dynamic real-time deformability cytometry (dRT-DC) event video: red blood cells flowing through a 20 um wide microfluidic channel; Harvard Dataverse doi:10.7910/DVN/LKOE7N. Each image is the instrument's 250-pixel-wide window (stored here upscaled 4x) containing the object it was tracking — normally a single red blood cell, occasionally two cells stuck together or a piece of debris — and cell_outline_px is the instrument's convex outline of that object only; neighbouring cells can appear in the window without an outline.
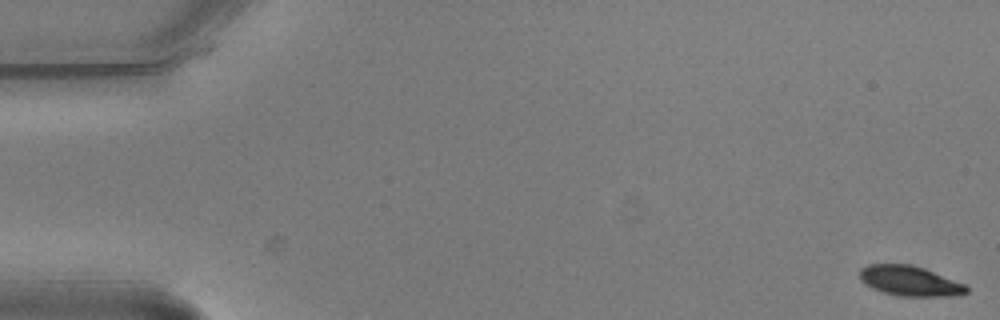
{"species": "common noctule bat (a hibernating species)", "species_latin": "Nyctalus noctula", "temperature_condition": "warm", "stored_images_in_passage": 8, "camera_frame_rate_fps": 3000, "um_per_image_px": 0.085, "animal": {"sex": "male", "body_mass_g": 20.5, "forearm_length_mm": 52.5}, "frame": {"image": 1, "passage_image": 1, "time_ms": 0.0, "image_size_px": [1000, 320], "cell_outline_px": [[968, 292], [952, 296], [900, 296], [884, 292], [872, 288], [864, 284], [860, 280], [860, 268], [868, 264], [912, 264], [924, 268], [964, 284], [968, 288]], "centroid_in_image_um": [77.3, 23.87], "position_along_channel_um": 7.7, "area_um2": 18.61}}
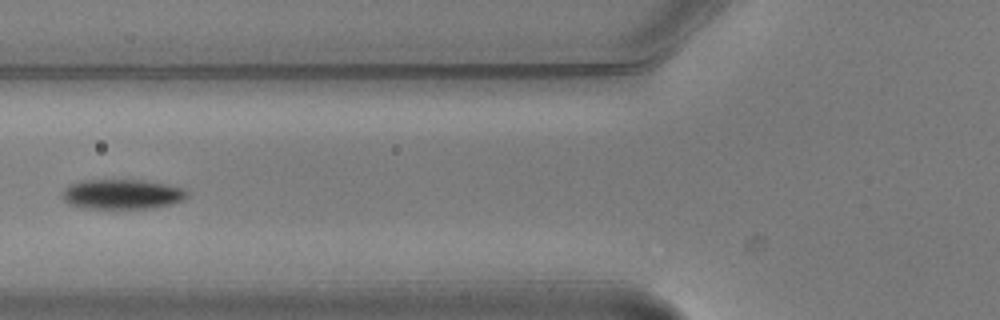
{"frame": {"image": 2, "passage_image": 7, "time_ms": 2.0, "image_size_px": [1000, 320], "cell_outline_px": [[188, 196], [184, 200], [172, 204], [152, 208], [88, 208], [68, 204], [64, 200], [64, 188], [68, 184], [84, 180], [144, 180], [168, 184], [180, 188], [188, 192]], "centroid_in_image_um": [10.4, 16.5], "position_along_channel_um": 115.4, "area_um2": 21.68}}
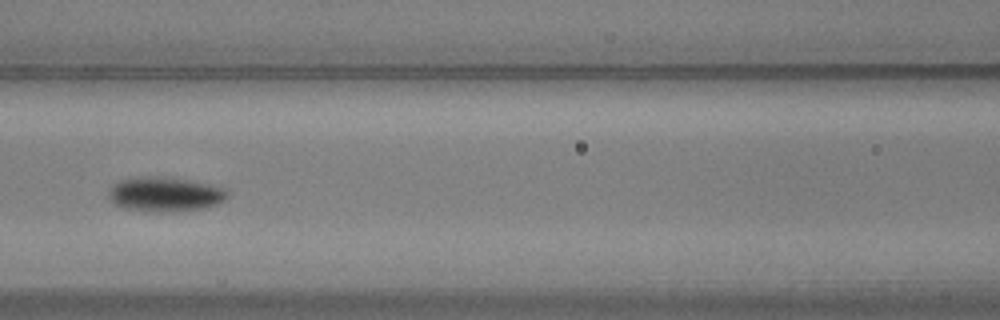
{"frame": {"image": 3, "passage_image": 8, "time_ms": 2.333, "image_size_px": [1000, 320], "cell_outline_px": [[228, 196], [224, 200], [216, 204], [204, 208], [172, 212], [152, 212], [124, 208], [116, 204], [108, 196], [108, 192], [120, 180], [152, 176], [156, 176], [184, 180], [208, 184], [224, 188], [228, 192]], "centroid_in_image_um": [14.04, 16.54], "position_along_channel_um": 152.6, "area_um2": 23.47}}